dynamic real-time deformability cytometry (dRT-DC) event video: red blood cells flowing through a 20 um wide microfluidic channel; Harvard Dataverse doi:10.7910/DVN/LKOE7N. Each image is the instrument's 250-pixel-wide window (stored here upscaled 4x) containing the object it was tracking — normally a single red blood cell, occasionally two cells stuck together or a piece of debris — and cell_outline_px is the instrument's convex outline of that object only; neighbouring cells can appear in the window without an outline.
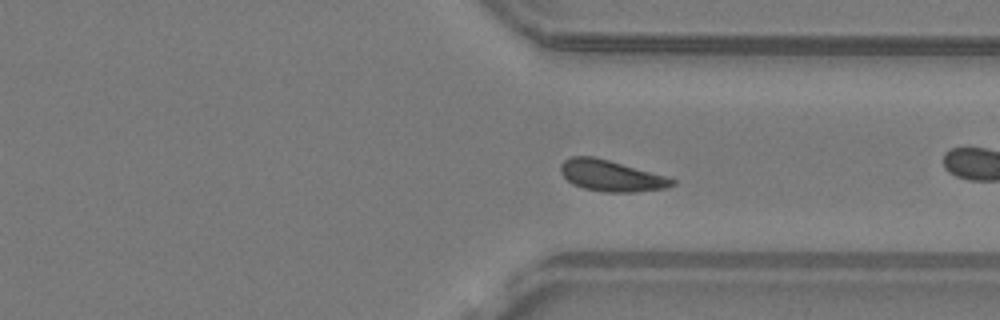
{"species": "common noctule bat (a hibernating species)", "species_latin": "Nyctalus noctula", "temperature_condition": "warm", "stored_images_in_passage": 46, "camera_frame_rate_fps": 3000, "um_per_image_px": 0.085, "animal": {"sex": "male", "body_mass_g": 19.2, "forearm_length_mm": 51.8}, "frame": {"image": 1, "passage_image": 33, "time_ms": 10.667, "image_size_px": [1000, 320], "cell_outline_px": [[676, 184], [668, 188], [636, 192], [604, 192], [584, 188], [572, 184], [560, 172], [560, 164], [564, 160], [572, 156], [592, 156], [608, 160], [668, 176], [676, 180]], "centroid_in_image_um": [51.98, 14.94], "position_along_channel_um": 359.4, "area_um2": 20.35}, "authors_computed_cell_mechanics": {"area_um2": 19.7676, "velocity_mm_per_s": 4.145, "shape_relaxation_time_tau1_ms": 2.9418, "shape_relaxation_time_tau2_ms": 5.7385, "deformation_change_tau1": 0.1004, "deformation_change_tau2": 0.1004}}